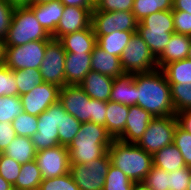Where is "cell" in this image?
<instances>
[{"label": "cell", "mask_w": 191, "mask_h": 190, "mask_svg": "<svg viewBox=\"0 0 191 190\" xmlns=\"http://www.w3.org/2000/svg\"><path fill=\"white\" fill-rule=\"evenodd\" d=\"M91 71V53H66L65 85H79Z\"/></svg>", "instance_id": "17"}, {"label": "cell", "mask_w": 191, "mask_h": 190, "mask_svg": "<svg viewBox=\"0 0 191 190\" xmlns=\"http://www.w3.org/2000/svg\"><path fill=\"white\" fill-rule=\"evenodd\" d=\"M111 160L108 152L87 164H71L70 174L80 190H103Z\"/></svg>", "instance_id": "9"}, {"label": "cell", "mask_w": 191, "mask_h": 190, "mask_svg": "<svg viewBox=\"0 0 191 190\" xmlns=\"http://www.w3.org/2000/svg\"><path fill=\"white\" fill-rule=\"evenodd\" d=\"M153 119L148 111L138 105L129 106L124 132L117 140L124 143H137Z\"/></svg>", "instance_id": "16"}, {"label": "cell", "mask_w": 191, "mask_h": 190, "mask_svg": "<svg viewBox=\"0 0 191 190\" xmlns=\"http://www.w3.org/2000/svg\"><path fill=\"white\" fill-rule=\"evenodd\" d=\"M66 113L63 105L58 101L38 116L37 132L31 137L36 151L59 145L58 128L62 122V115Z\"/></svg>", "instance_id": "5"}, {"label": "cell", "mask_w": 191, "mask_h": 190, "mask_svg": "<svg viewBox=\"0 0 191 190\" xmlns=\"http://www.w3.org/2000/svg\"><path fill=\"white\" fill-rule=\"evenodd\" d=\"M137 27H147L150 30L175 31L172 10L158 11L144 17Z\"/></svg>", "instance_id": "32"}, {"label": "cell", "mask_w": 191, "mask_h": 190, "mask_svg": "<svg viewBox=\"0 0 191 190\" xmlns=\"http://www.w3.org/2000/svg\"><path fill=\"white\" fill-rule=\"evenodd\" d=\"M15 8L0 0V39L5 40L11 26Z\"/></svg>", "instance_id": "46"}, {"label": "cell", "mask_w": 191, "mask_h": 190, "mask_svg": "<svg viewBox=\"0 0 191 190\" xmlns=\"http://www.w3.org/2000/svg\"><path fill=\"white\" fill-rule=\"evenodd\" d=\"M29 7L15 8L4 46H21L36 40H52Z\"/></svg>", "instance_id": "4"}, {"label": "cell", "mask_w": 191, "mask_h": 190, "mask_svg": "<svg viewBox=\"0 0 191 190\" xmlns=\"http://www.w3.org/2000/svg\"><path fill=\"white\" fill-rule=\"evenodd\" d=\"M131 190H151V189L143 182H134Z\"/></svg>", "instance_id": "54"}, {"label": "cell", "mask_w": 191, "mask_h": 190, "mask_svg": "<svg viewBox=\"0 0 191 190\" xmlns=\"http://www.w3.org/2000/svg\"><path fill=\"white\" fill-rule=\"evenodd\" d=\"M173 144L179 149L187 167L191 168V134L179 124L174 132Z\"/></svg>", "instance_id": "39"}, {"label": "cell", "mask_w": 191, "mask_h": 190, "mask_svg": "<svg viewBox=\"0 0 191 190\" xmlns=\"http://www.w3.org/2000/svg\"><path fill=\"white\" fill-rule=\"evenodd\" d=\"M134 0H95L93 10L115 12V11H132Z\"/></svg>", "instance_id": "44"}, {"label": "cell", "mask_w": 191, "mask_h": 190, "mask_svg": "<svg viewBox=\"0 0 191 190\" xmlns=\"http://www.w3.org/2000/svg\"><path fill=\"white\" fill-rule=\"evenodd\" d=\"M23 111L19 96L0 97V122L11 123L13 119L18 117Z\"/></svg>", "instance_id": "35"}, {"label": "cell", "mask_w": 191, "mask_h": 190, "mask_svg": "<svg viewBox=\"0 0 191 190\" xmlns=\"http://www.w3.org/2000/svg\"><path fill=\"white\" fill-rule=\"evenodd\" d=\"M2 96H19L14 70L5 64L0 65V97Z\"/></svg>", "instance_id": "42"}, {"label": "cell", "mask_w": 191, "mask_h": 190, "mask_svg": "<svg viewBox=\"0 0 191 190\" xmlns=\"http://www.w3.org/2000/svg\"><path fill=\"white\" fill-rule=\"evenodd\" d=\"M170 90L176 115L191 109V83L170 84Z\"/></svg>", "instance_id": "34"}, {"label": "cell", "mask_w": 191, "mask_h": 190, "mask_svg": "<svg viewBox=\"0 0 191 190\" xmlns=\"http://www.w3.org/2000/svg\"><path fill=\"white\" fill-rule=\"evenodd\" d=\"M113 140L106 127L92 122L81 123L77 135L68 146L70 164H87L99 159Z\"/></svg>", "instance_id": "2"}, {"label": "cell", "mask_w": 191, "mask_h": 190, "mask_svg": "<svg viewBox=\"0 0 191 190\" xmlns=\"http://www.w3.org/2000/svg\"><path fill=\"white\" fill-rule=\"evenodd\" d=\"M59 102L65 111L79 122H91L94 99L90 98L79 85H65L60 89Z\"/></svg>", "instance_id": "12"}, {"label": "cell", "mask_w": 191, "mask_h": 190, "mask_svg": "<svg viewBox=\"0 0 191 190\" xmlns=\"http://www.w3.org/2000/svg\"><path fill=\"white\" fill-rule=\"evenodd\" d=\"M81 122L76 120L71 114L62 115V122L58 128L59 145L69 146L77 135Z\"/></svg>", "instance_id": "36"}, {"label": "cell", "mask_w": 191, "mask_h": 190, "mask_svg": "<svg viewBox=\"0 0 191 190\" xmlns=\"http://www.w3.org/2000/svg\"><path fill=\"white\" fill-rule=\"evenodd\" d=\"M191 177V168L183 167L169 172V190H187Z\"/></svg>", "instance_id": "45"}, {"label": "cell", "mask_w": 191, "mask_h": 190, "mask_svg": "<svg viewBox=\"0 0 191 190\" xmlns=\"http://www.w3.org/2000/svg\"><path fill=\"white\" fill-rule=\"evenodd\" d=\"M114 78L90 71L79 84L84 92L92 99L107 102L110 100V93Z\"/></svg>", "instance_id": "18"}, {"label": "cell", "mask_w": 191, "mask_h": 190, "mask_svg": "<svg viewBox=\"0 0 191 190\" xmlns=\"http://www.w3.org/2000/svg\"><path fill=\"white\" fill-rule=\"evenodd\" d=\"M35 161L43 179L63 176L70 172V158L67 146L58 145L36 152Z\"/></svg>", "instance_id": "13"}, {"label": "cell", "mask_w": 191, "mask_h": 190, "mask_svg": "<svg viewBox=\"0 0 191 190\" xmlns=\"http://www.w3.org/2000/svg\"><path fill=\"white\" fill-rule=\"evenodd\" d=\"M43 177L35 160L21 164L20 174L13 188L21 190H38Z\"/></svg>", "instance_id": "29"}, {"label": "cell", "mask_w": 191, "mask_h": 190, "mask_svg": "<svg viewBox=\"0 0 191 190\" xmlns=\"http://www.w3.org/2000/svg\"><path fill=\"white\" fill-rule=\"evenodd\" d=\"M187 190H191V177H190V180H189V184H188Z\"/></svg>", "instance_id": "59"}, {"label": "cell", "mask_w": 191, "mask_h": 190, "mask_svg": "<svg viewBox=\"0 0 191 190\" xmlns=\"http://www.w3.org/2000/svg\"><path fill=\"white\" fill-rule=\"evenodd\" d=\"M21 164L13 160L11 157L0 153V176L14 185L20 174Z\"/></svg>", "instance_id": "43"}, {"label": "cell", "mask_w": 191, "mask_h": 190, "mask_svg": "<svg viewBox=\"0 0 191 190\" xmlns=\"http://www.w3.org/2000/svg\"><path fill=\"white\" fill-rule=\"evenodd\" d=\"M172 11H184L191 14V0H173Z\"/></svg>", "instance_id": "52"}, {"label": "cell", "mask_w": 191, "mask_h": 190, "mask_svg": "<svg viewBox=\"0 0 191 190\" xmlns=\"http://www.w3.org/2000/svg\"><path fill=\"white\" fill-rule=\"evenodd\" d=\"M129 106L113 101H107L106 130L113 139H117L125 129Z\"/></svg>", "instance_id": "24"}, {"label": "cell", "mask_w": 191, "mask_h": 190, "mask_svg": "<svg viewBox=\"0 0 191 190\" xmlns=\"http://www.w3.org/2000/svg\"><path fill=\"white\" fill-rule=\"evenodd\" d=\"M17 136L32 137L38 129V117L22 112L11 122Z\"/></svg>", "instance_id": "38"}, {"label": "cell", "mask_w": 191, "mask_h": 190, "mask_svg": "<svg viewBox=\"0 0 191 190\" xmlns=\"http://www.w3.org/2000/svg\"><path fill=\"white\" fill-rule=\"evenodd\" d=\"M51 40H36L21 46H5L4 64L11 70L39 69L46 45Z\"/></svg>", "instance_id": "8"}, {"label": "cell", "mask_w": 191, "mask_h": 190, "mask_svg": "<svg viewBox=\"0 0 191 190\" xmlns=\"http://www.w3.org/2000/svg\"><path fill=\"white\" fill-rule=\"evenodd\" d=\"M5 46L4 41L0 39V65L4 64Z\"/></svg>", "instance_id": "56"}, {"label": "cell", "mask_w": 191, "mask_h": 190, "mask_svg": "<svg viewBox=\"0 0 191 190\" xmlns=\"http://www.w3.org/2000/svg\"><path fill=\"white\" fill-rule=\"evenodd\" d=\"M64 6L95 8V0H60Z\"/></svg>", "instance_id": "51"}, {"label": "cell", "mask_w": 191, "mask_h": 190, "mask_svg": "<svg viewBox=\"0 0 191 190\" xmlns=\"http://www.w3.org/2000/svg\"><path fill=\"white\" fill-rule=\"evenodd\" d=\"M178 124L177 116L155 117L136 144L147 153L154 155L165 146L173 144L174 132Z\"/></svg>", "instance_id": "6"}, {"label": "cell", "mask_w": 191, "mask_h": 190, "mask_svg": "<svg viewBox=\"0 0 191 190\" xmlns=\"http://www.w3.org/2000/svg\"><path fill=\"white\" fill-rule=\"evenodd\" d=\"M133 183L124 172L111 164L105 177L103 190H131Z\"/></svg>", "instance_id": "37"}, {"label": "cell", "mask_w": 191, "mask_h": 190, "mask_svg": "<svg viewBox=\"0 0 191 190\" xmlns=\"http://www.w3.org/2000/svg\"><path fill=\"white\" fill-rule=\"evenodd\" d=\"M191 42V36L173 33L163 52L156 58L159 69L167 64L186 59Z\"/></svg>", "instance_id": "19"}, {"label": "cell", "mask_w": 191, "mask_h": 190, "mask_svg": "<svg viewBox=\"0 0 191 190\" xmlns=\"http://www.w3.org/2000/svg\"><path fill=\"white\" fill-rule=\"evenodd\" d=\"M135 73H124L114 78L110 93V101L126 106L136 105Z\"/></svg>", "instance_id": "22"}, {"label": "cell", "mask_w": 191, "mask_h": 190, "mask_svg": "<svg viewBox=\"0 0 191 190\" xmlns=\"http://www.w3.org/2000/svg\"><path fill=\"white\" fill-rule=\"evenodd\" d=\"M16 132L9 122H0V153H3L7 146L16 137Z\"/></svg>", "instance_id": "48"}, {"label": "cell", "mask_w": 191, "mask_h": 190, "mask_svg": "<svg viewBox=\"0 0 191 190\" xmlns=\"http://www.w3.org/2000/svg\"><path fill=\"white\" fill-rule=\"evenodd\" d=\"M93 9L65 6L55 33L51 37L58 40L61 36L89 28Z\"/></svg>", "instance_id": "15"}, {"label": "cell", "mask_w": 191, "mask_h": 190, "mask_svg": "<svg viewBox=\"0 0 191 190\" xmlns=\"http://www.w3.org/2000/svg\"><path fill=\"white\" fill-rule=\"evenodd\" d=\"M187 59L191 60V42H190V46H189V51H188Z\"/></svg>", "instance_id": "58"}, {"label": "cell", "mask_w": 191, "mask_h": 190, "mask_svg": "<svg viewBox=\"0 0 191 190\" xmlns=\"http://www.w3.org/2000/svg\"><path fill=\"white\" fill-rule=\"evenodd\" d=\"M143 183L151 190H169V172L152 166Z\"/></svg>", "instance_id": "41"}, {"label": "cell", "mask_w": 191, "mask_h": 190, "mask_svg": "<svg viewBox=\"0 0 191 190\" xmlns=\"http://www.w3.org/2000/svg\"><path fill=\"white\" fill-rule=\"evenodd\" d=\"M36 152L30 137L16 136L3 154L11 157L19 164H25L35 160Z\"/></svg>", "instance_id": "25"}, {"label": "cell", "mask_w": 191, "mask_h": 190, "mask_svg": "<svg viewBox=\"0 0 191 190\" xmlns=\"http://www.w3.org/2000/svg\"><path fill=\"white\" fill-rule=\"evenodd\" d=\"M136 105L148 111L154 118L177 116L173 108L170 84L162 71L135 73Z\"/></svg>", "instance_id": "1"}, {"label": "cell", "mask_w": 191, "mask_h": 190, "mask_svg": "<svg viewBox=\"0 0 191 190\" xmlns=\"http://www.w3.org/2000/svg\"><path fill=\"white\" fill-rule=\"evenodd\" d=\"M13 185L0 176V190H11Z\"/></svg>", "instance_id": "55"}, {"label": "cell", "mask_w": 191, "mask_h": 190, "mask_svg": "<svg viewBox=\"0 0 191 190\" xmlns=\"http://www.w3.org/2000/svg\"><path fill=\"white\" fill-rule=\"evenodd\" d=\"M38 190H80L74 182L72 175L69 173L54 177L43 179Z\"/></svg>", "instance_id": "40"}, {"label": "cell", "mask_w": 191, "mask_h": 190, "mask_svg": "<svg viewBox=\"0 0 191 190\" xmlns=\"http://www.w3.org/2000/svg\"><path fill=\"white\" fill-rule=\"evenodd\" d=\"M91 71L108 75L112 78L123 75L120 57L108 54L97 44L91 53Z\"/></svg>", "instance_id": "23"}, {"label": "cell", "mask_w": 191, "mask_h": 190, "mask_svg": "<svg viewBox=\"0 0 191 190\" xmlns=\"http://www.w3.org/2000/svg\"><path fill=\"white\" fill-rule=\"evenodd\" d=\"M179 125L191 134V109L177 114Z\"/></svg>", "instance_id": "50"}, {"label": "cell", "mask_w": 191, "mask_h": 190, "mask_svg": "<svg viewBox=\"0 0 191 190\" xmlns=\"http://www.w3.org/2000/svg\"><path fill=\"white\" fill-rule=\"evenodd\" d=\"M137 33L146 42L150 52L157 58L163 52L175 31L150 30L147 27H137Z\"/></svg>", "instance_id": "28"}, {"label": "cell", "mask_w": 191, "mask_h": 190, "mask_svg": "<svg viewBox=\"0 0 191 190\" xmlns=\"http://www.w3.org/2000/svg\"><path fill=\"white\" fill-rule=\"evenodd\" d=\"M55 0H31V5H42L47 4Z\"/></svg>", "instance_id": "57"}, {"label": "cell", "mask_w": 191, "mask_h": 190, "mask_svg": "<svg viewBox=\"0 0 191 190\" xmlns=\"http://www.w3.org/2000/svg\"><path fill=\"white\" fill-rule=\"evenodd\" d=\"M162 71L169 84L191 83V60L187 58L167 64Z\"/></svg>", "instance_id": "30"}, {"label": "cell", "mask_w": 191, "mask_h": 190, "mask_svg": "<svg viewBox=\"0 0 191 190\" xmlns=\"http://www.w3.org/2000/svg\"><path fill=\"white\" fill-rule=\"evenodd\" d=\"M14 77L18 87V95L29 93L37 85L43 83L39 69L24 68L14 70Z\"/></svg>", "instance_id": "33"}, {"label": "cell", "mask_w": 191, "mask_h": 190, "mask_svg": "<svg viewBox=\"0 0 191 190\" xmlns=\"http://www.w3.org/2000/svg\"><path fill=\"white\" fill-rule=\"evenodd\" d=\"M107 102L94 99V110L91 122L106 127Z\"/></svg>", "instance_id": "49"}, {"label": "cell", "mask_w": 191, "mask_h": 190, "mask_svg": "<svg viewBox=\"0 0 191 190\" xmlns=\"http://www.w3.org/2000/svg\"><path fill=\"white\" fill-rule=\"evenodd\" d=\"M172 9L173 0H134L132 13L139 22L155 12Z\"/></svg>", "instance_id": "31"}, {"label": "cell", "mask_w": 191, "mask_h": 190, "mask_svg": "<svg viewBox=\"0 0 191 190\" xmlns=\"http://www.w3.org/2000/svg\"><path fill=\"white\" fill-rule=\"evenodd\" d=\"M65 58L66 51L62 44L52 39L46 45L44 59L39 68L43 82L55 84L61 88L65 86Z\"/></svg>", "instance_id": "11"}, {"label": "cell", "mask_w": 191, "mask_h": 190, "mask_svg": "<svg viewBox=\"0 0 191 190\" xmlns=\"http://www.w3.org/2000/svg\"><path fill=\"white\" fill-rule=\"evenodd\" d=\"M4 1L14 8H24L31 6V0H4Z\"/></svg>", "instance_id": "53"}, {"label": "cell", "mask_w": 191, "mask_h": 190, "mask_svg": "<svg viewBox=\"0 0 191 190\" xmlns=\"http://www.w3.org/2000/svg\"><path fill=\"white\" fill-rule=\"evenodd\" d=\"M60 89L61 87L55 84L43 82L29 93L20 95L24 112L38 117L50 105L59 101Z\"/></svg>", "instance_id": "14"}, {"label": "cell", "mask_w": 191, "mask_h": 190, "mask_svg": "<svg viewBox=\"0 0 191 190\" xmlns=\"http://www.w3.org/2000/svg\"><path fill=\"white\" fill-rule=\"evenodd\" d=\"M111 164L119 168L133 182H143L153 166V155L136 143L114 139L107 150Z\"/></svg>", "instance_id": "3"}, {"label": "cell", "mask_w": 191, "mask_h": 190, "mask_svg": "<svg viewBox=\"0 0 191 190\" xmlns=\"http://www.w3.org/2000/svg\"><path fill=\"white\" fill-rule=\"evenodd\" d=\"M64 7L60 0H55L47 4L31 5L29 8L34 12L43 29L52 36L62 17Z\"/></svg>", "instance_id": "21"}, {"label": "cell", "mask_w": 191, "mask_h": 190, "mask_svg": "<svg viewBox=\"0 0 191 190\" xmlns=\"http://www.w3.org/2000/svg\"><path fill=\"white\" fill-rule=\"evenodd\" d=\"M134 32L116 31L108 35H95L97 45L105 52L120 57Z\"/></svg>", "instance_id": "27"}, {"label": "cell", "mask_w": 191, "mask_h": 190, "mask_svg": "<svg viewBox=\"0 0 191 190\" xmlns=\"http://www.w3.org/2000/svg\"><path fill=\"white\" fill-rule=\"evenodd\" d=\"M137 24L132 11H92L91 25L95 35H108L116 31L137 32Z\"/></svg>", "instance_id": "10"}, {"label": "cell", "mask_w": 191, "mask_h": 190, "mask_svg": "<svg viewBox=\"0 0 191 190\" xmlns=\"http://www.w3.org/2000/svg\"><path fill=\"white\" fill-rule=\"evenodd\" d=\"M58 41L62 44L66 53H92L96 42V36L92 25L81 31L61 36Z\"/></svg>", "instance_id": "20"}, {"label": "cell", "mask_w": 191, "mask_h": 190, "mask_svg": "<svg viewBox=\"0 0 191 190\" xmlns=\"http://www.w3.org/2000/svg\"><path fill=\"white\" fill-rule=\"evenodd\" d=\"M122 69L125 73H142L158 69L156 58L150 52L142 37L134 32L126 48L120 56Z\"/></svg>", "instance_id": "7"}, {"label": "cell", "mask_w": 191, "mask_h": 190, "mask_svg": "<svg viewBox=\"0 0 191 190\" xmlns=\"http://www.w3.org/2000/svg\"><path fill=\"white\" fill-rule=\"evenodd\" d=\"M153 166L167 172H173L186 167V164L179 149L174 144H171L153 155Z\"/></svg>", "instance_id": "26"}, {"label": "cell", "mask_w": 191, "mask_h": 190, "mask_svg": "<svg viewBox=\"0 0 191 190\" xmlns=\"http://www.w3.org/2000/svg\"><path fill=\"white\" fill-rule=\"evenodd\" d=\"M175 33L191 36V14L172 11Z\"/></svg>", "instance_id": "47"}]
</instances>
